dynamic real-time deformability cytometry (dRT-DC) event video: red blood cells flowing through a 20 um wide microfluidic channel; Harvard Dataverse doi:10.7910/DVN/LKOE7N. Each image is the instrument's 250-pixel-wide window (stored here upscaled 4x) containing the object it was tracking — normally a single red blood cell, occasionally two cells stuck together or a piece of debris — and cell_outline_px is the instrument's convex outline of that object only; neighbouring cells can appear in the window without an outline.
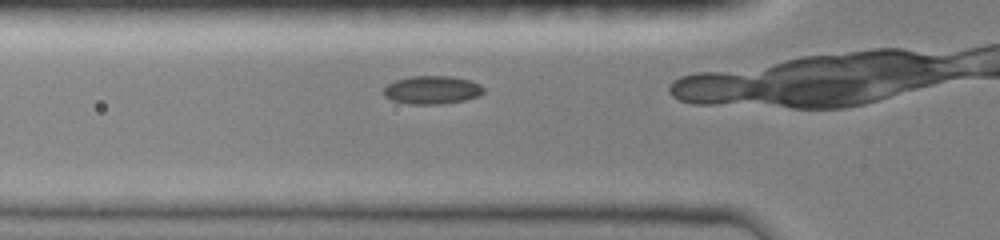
{"species": "common noctule bat (a hibernating species)", "species_latin": "Nyctalus noctula", "temperature_condition": "room temperature", "stored_images_in_passage": 21, "camera_frame_rate_fps": 3000, "um_per_image_px": 0.085, "animal": {"sex": "female", "body_mass_g": 19.0, "forearm_length_mm": 51.5}, "frame": {"image": 1, "passage_image": 4, "time_ms": 1.0, "image_size_px": [1000, 240], "cell_outline_px": [[484, 92], [480, 96], [464, 100], [440, 104], [408, 104], [392, 100], [384, 96], [384, 88], [388, 84], [396, 80], [412, 76], [452, 76], [468, 80], [480, 84], [484, 88]], "centroid_in_image_um": [36.74, 7.65], "position_along_channel_um": 89.1, "area_um2": 16.42}}
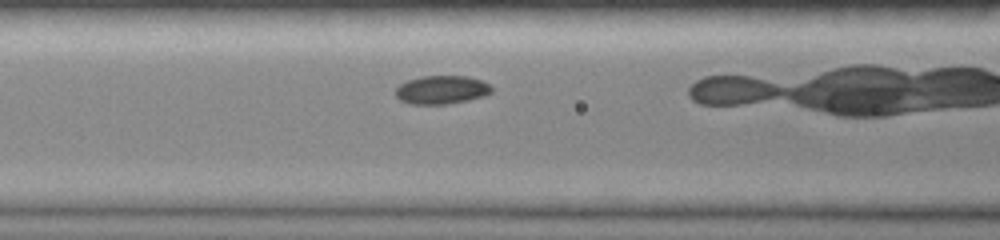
{"frame": {"image": 2, "passage_image": 7, "time_ms": 2.0, "image_size_px": [1000, 240], "cell_outline_px": [[492, 92], [484, 96], [468, 100], [448, 104], [408, 104], [400, 100], [396, 96], [396, 88], [400, 84], [408, 80], [420, 76], [468, 76], [480, 80], [488, 84], [492, 88]], "centroid_in_image_um": [37.52, 7.64], "position_along_channel_um": 129.1, "area_um2": 15.95}}
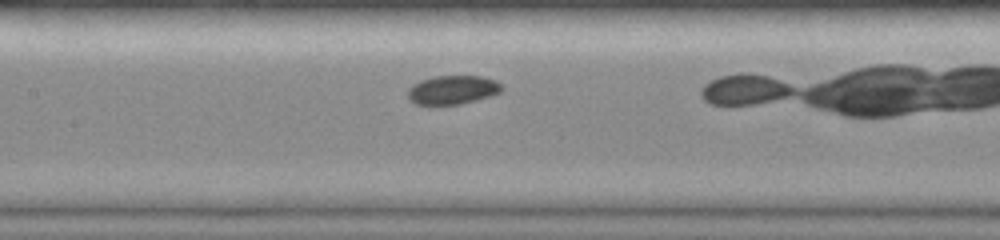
{"frame": {"image": 3, "passage_image": 10, "time_ms": 3.0, "image_size_px": [1000, 240], "cell_outline_px": [[504, 88], [500, 92], [476, 100], [460, 104], [416, 104], [408, 100], [408, 88], [412, 84], [420, 80], [432, 76], [484, 76], [496, 80]], "centroid_in_image_um": [38.45, 7.62], "position_along_channel_um": 169.0, "area_um2": 15.84}}